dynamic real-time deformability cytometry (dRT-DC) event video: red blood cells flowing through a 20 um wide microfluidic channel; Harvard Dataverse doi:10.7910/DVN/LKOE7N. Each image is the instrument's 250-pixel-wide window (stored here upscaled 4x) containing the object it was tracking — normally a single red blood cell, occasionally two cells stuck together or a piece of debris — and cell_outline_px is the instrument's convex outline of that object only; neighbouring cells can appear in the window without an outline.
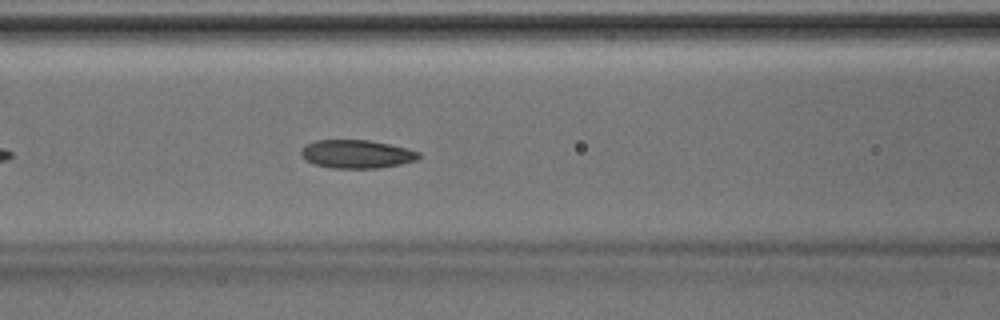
{"species": "Egyptian fruit bat (a non-hibernating species)", "species_latin": "Rousettus aegyptiacus", "temperature_condition": "room temperature", "stored_images_in_passage": 33, "camera_frame_rate_fps": 3000, "um_per_image_px": 0.085, "animal": {"sex": "male"}, "frame": {"image": 1, "passage_image": 6, "time_ms": 1.667, "image_size_px": [1000, 320], "cell_outline_px": [[420, 156], [416, 160], [400, 164], [376, 168], [332, 168], [312, 164], [300, 152], [308, 144], [316, 140], [368, 140], [388, 144], [420, 152]], "centroid_in_image_um": [30.32, 13.1], "position_along_channel_um": 136.3, "area_um2": 19.07}}
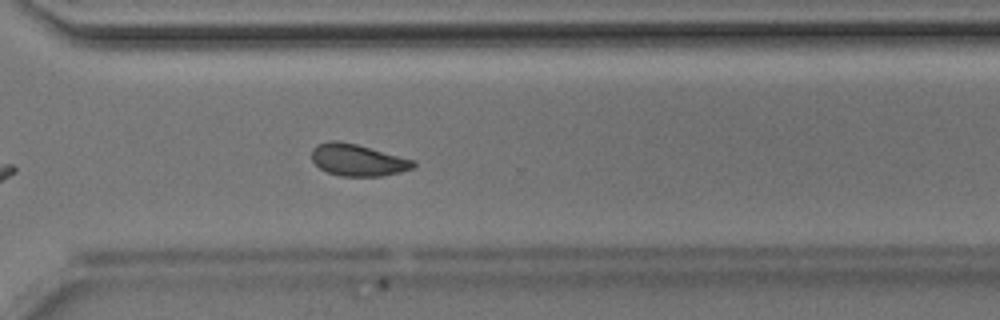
{"frame": {"image": 2, "passage_image": 20, "time_ms": 6.333, "image_size_px": [1000, 320], "cell_outline_px": [[416, 164], [412, 168], [400, 172], [380, 176], [340, 176], [328, 172], [320, 168], [312, 160], [312, 148], [316, 144], [328, 140], [340, 140], [356, 144], [416, 160]], "centroid_in_image_um": [30.39, 13.59], "position_along_channel_um": 340.2, "area_um2": 18.96}}
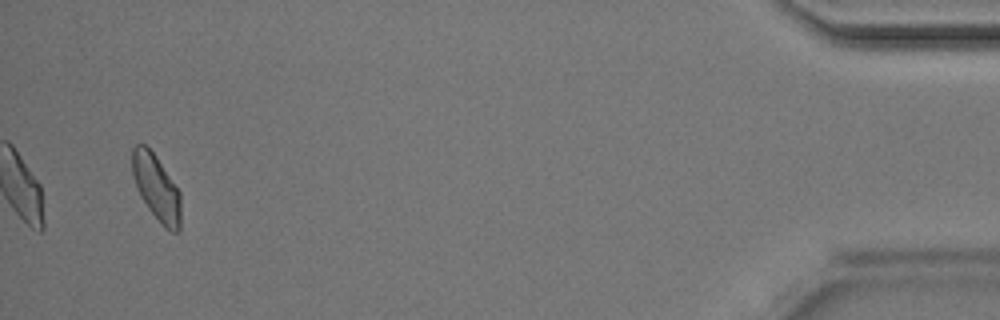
{"frame": {"image": 3, "passage_image": 31, "time_ms": 10.0, "image_size_px": [1000, 320], "cell_outline_px": [[180, 232], [172, 232], [164, 228], [160, 224], [148, 208], [140, 196], [132, 176], [132, 148], [136, 144], [144, 144], [156, 156], [180, 192]], "centroid_in_image_um": [13.29, 15.98], "position_along_channel_um": 421.9, "area_um2": 18.67}}